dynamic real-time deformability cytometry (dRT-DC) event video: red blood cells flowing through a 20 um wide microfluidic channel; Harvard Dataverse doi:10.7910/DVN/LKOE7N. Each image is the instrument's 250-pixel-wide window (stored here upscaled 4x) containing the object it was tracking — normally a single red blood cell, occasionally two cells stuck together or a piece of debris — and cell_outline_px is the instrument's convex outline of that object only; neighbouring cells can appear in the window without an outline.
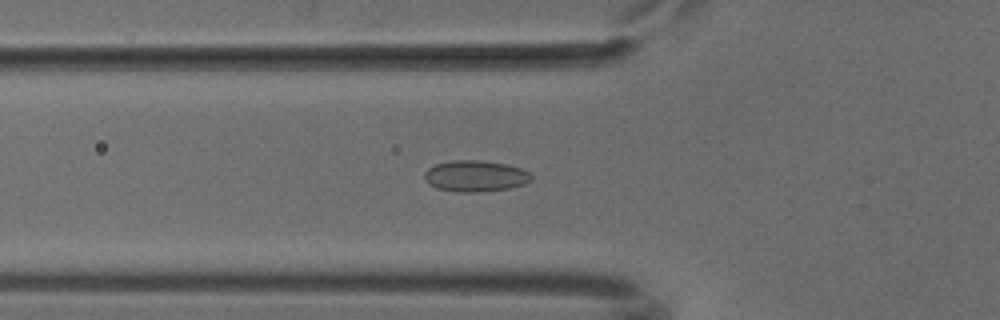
{"species": "common noctule bat (a hibernating species)", "species_latin": "Nyctalus noctula", "temperature_condition": "cold", "stored_images_in_passage": 53, "camera_frame_rate_fps": 3000, "um_per_image_px": 0.085, "animal": {"sex": "male", "body_mass_g": 18.8}, "frame": {"image": 1, "passage_image": 19, "time_ms": 6.0, "image_size_px": [1000, 320], "cell_outline_px": [[532, 180], [524, 184], [508, 188], [480, 192], [456, 192], [436, 188], [428, 184], [424, 176], [424, 172], [428, 168], [436, 164], [452, 160], [476, 160], [508, 164], [520, 168], [528, 172], [532, 176]], "centroid_in_image_um": [40.39, 14.97], "position_along_channel_um": 85.4, "area_um2": 19.48}}
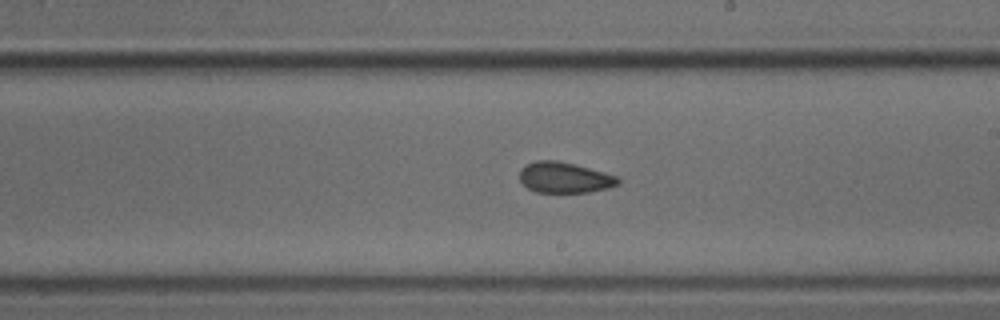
{"frame": {"image": 2, "passage_image": 31, "time_ms": 10.0, "image_size_px": [1000, 320], "cell_outline_px": [[620, 184], [608, 188], [588, 192], [536, 192], [528, 188], [520, 180], [520, 168], [524, 164], [536, 160], [556, 160], [588, 168], [616, 176], [620, 180]], "centroid_in_image_um": [47.95, 15.09], "position_along_channel_um": 241.1, "area_um2": 17.51}}
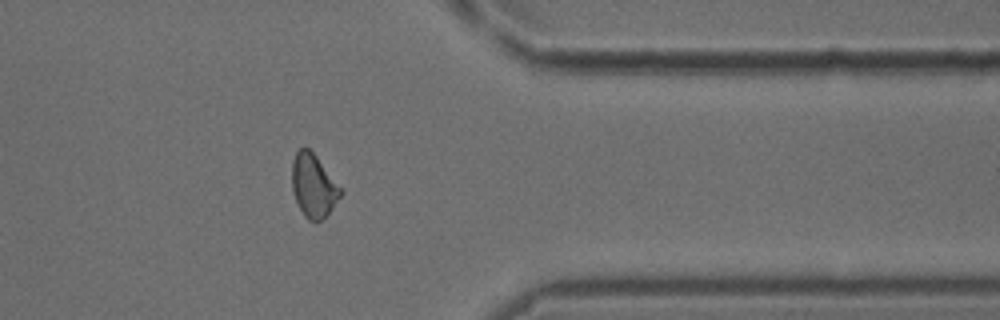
{"frame": {"image": 3, "passage_image": 43, "time_ms": 14.0, "image_size_px": [1000, 320], "cell_outline_px": [[344, 192], [332, 208], [316, 224], [308, 220], [304, 216], [296, 200], [292, 188], [292, 160], [296, 152], [300, 148], [308, 148], [316, 156]], "centroid_in_image_um": [26.64, 15.8], "position_along_channel_um": 384.8, "area_um2": 17.69}}